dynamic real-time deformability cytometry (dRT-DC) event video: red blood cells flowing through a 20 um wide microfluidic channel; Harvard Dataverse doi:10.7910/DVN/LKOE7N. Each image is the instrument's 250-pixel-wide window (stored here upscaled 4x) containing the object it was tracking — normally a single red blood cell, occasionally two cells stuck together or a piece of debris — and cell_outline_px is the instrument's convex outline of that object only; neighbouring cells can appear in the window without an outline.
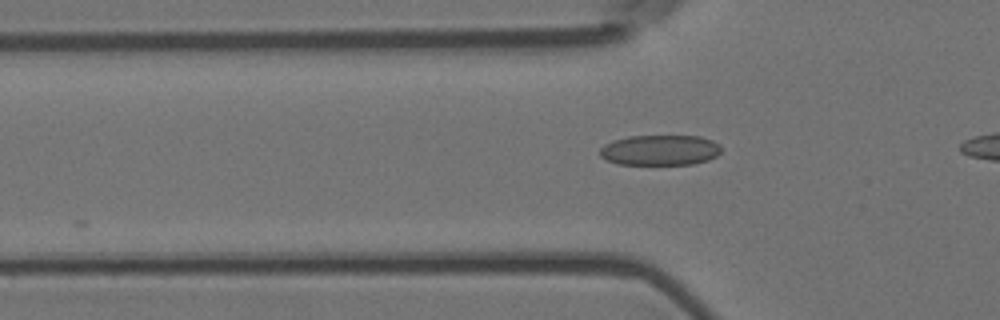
{"species": "Egyptian fruit bat (a non-hibernating species)", "species_latin": "Rousettus aegyptiacus", "temperature_condition": "room temperature", "stored_images_in_passage": 2, "camera_frame_rate_fps": 3000, "um_per_image_px": 0.085, "animal": {"sex": "female"}, "frame": {"image": 1, "passage_image": 2, "time_ms": 0.333, "image_size_px": [1000, 320], "cell_outline_px": [[720, 152], [716, 156], [708, 160], [692, 164], [616, 164], [600, 156], [600, 148], [604, 144], [612, 140], [628, 136], [700, 136], [712, 140], [720, 144]], "centroid_in_image_um": [56.09, 12.75], "position_along_channel_um": 69.7, "area_um2": 21.56}}